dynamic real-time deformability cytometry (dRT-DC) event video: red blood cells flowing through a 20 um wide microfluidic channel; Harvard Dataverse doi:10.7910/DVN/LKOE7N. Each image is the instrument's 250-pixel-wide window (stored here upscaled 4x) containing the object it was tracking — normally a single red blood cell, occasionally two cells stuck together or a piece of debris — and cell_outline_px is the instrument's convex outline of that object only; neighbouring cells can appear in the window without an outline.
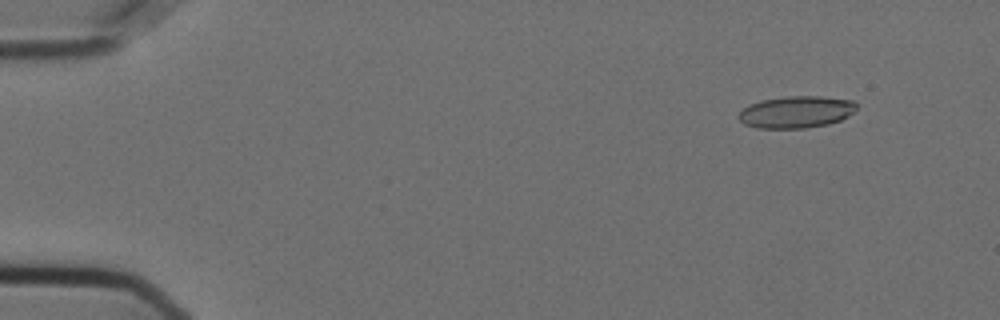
{"species": "Egyptian fruit bat (a non-hibernating species)", "species_latin": "Rousettus aegyptiacus", "temperature_condition": "cold", "stored_images_in_passage": 57, "camera_frame_rate_fps": 3000, "um_per_image_px": 0.085, "animal": {"sex": "female"}, "frame": {"image": 1, "passage_image": 6, "time_ms": 1.667, "image_size_px": [1000, 320], "cell_outline_px": [[856, 108], [848, 116], [840, 120], [828, 124], [804, 128], [756, 128], [744, 124], [736, 116], [748, 104], [760, 100], [784, 96], [820, 96], [852, 100], [856, 104]], "centroid_in_image_um": [67.64, 9.51], "position_along_channel_um": 17.4, "area_um2": 22.02}}
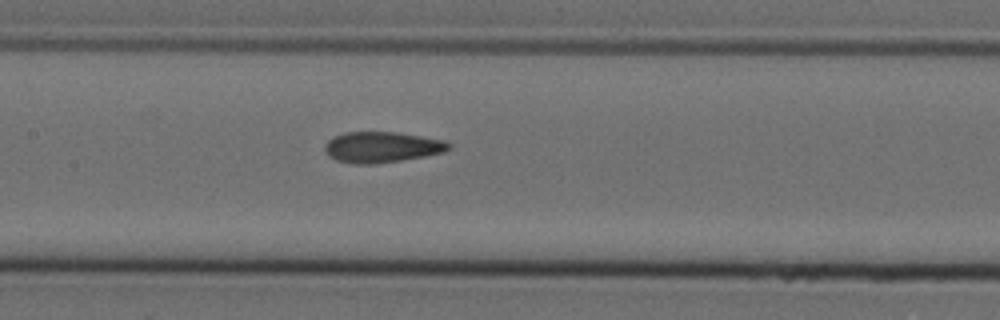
{"frame": {"image": 2, "passage_image": 28, "time_ms": 9.0, "image_size_px": [1000, 320], "cell_outline_px": [[452, 148], [444, 152], [424, 156], [400, 160], [372, 164], [352, 164], [336, 160], [328, 156], [324, 152], [324, 144], [332, 136], [344, 132], [396, 132], [444, 140], [452, 144]], "centroid_in_image_um": [32.42, 12.5], "position_along_channel_um": 175.0, "area_um2": 22.43}}
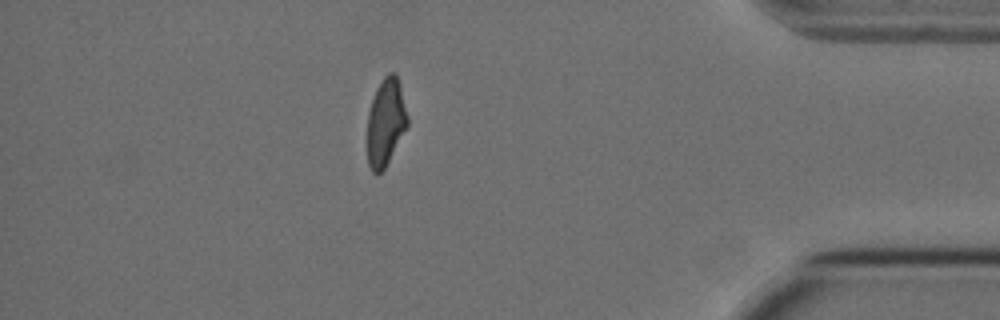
{"frame": {"image": 3, "passage_image": 50, "time_ms": 16.333, "image_size_px": [1000, 320], "cell_outline_px": [[408, 124], [384, 168], [380, 172], [372, 172], [368, 164], [368, 112], [376, 88], [384, 76], [388, 72], [396, 72], [400, 84], [408, 116]], "centroid_in_image_um": [32.79, 10.32], "position_along_channel_um": 402.4, "area_um2": 20.17}, "authors_computed_cell_mechanics": {"area_um2": 21.8484, "velocity_mm_per_s": 3.6101, "shape_relaxation_time_tau1_ms": null, "shape_relaxation_time_tau2_ms": 1.7989, "deformation_change_tau1": null, "deformation_change_tau2": 0.0826}}